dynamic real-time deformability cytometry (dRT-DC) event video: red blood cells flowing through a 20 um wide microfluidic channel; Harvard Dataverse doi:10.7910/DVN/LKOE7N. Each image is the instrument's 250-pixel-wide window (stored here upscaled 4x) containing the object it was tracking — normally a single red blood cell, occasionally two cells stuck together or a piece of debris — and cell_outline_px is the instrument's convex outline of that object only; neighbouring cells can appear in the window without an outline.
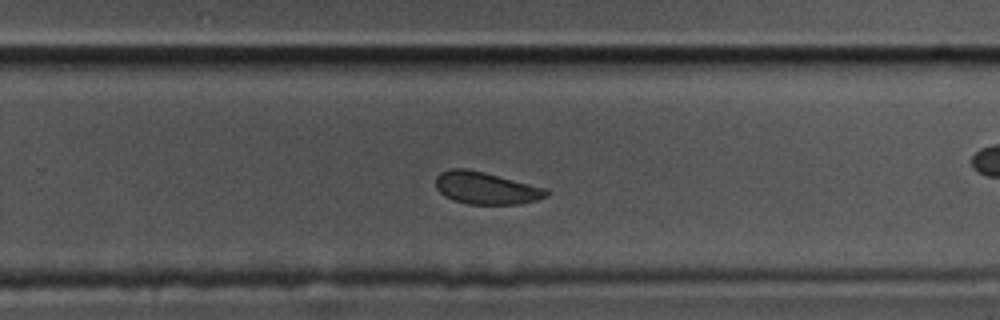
{"species": "common noctule bat (a hibernating species)", "species_latin": "Nyctalus noctula", "temperature_condition": "cold", "stored_images_in_passage": 38, "camera_frame_rate_fps": 3000, "um_per_image_px": 0.085, "animal": {"sex": "male", "body_mass_g": 17.5, "forearm_length_mm": 52.3}, "frame": {"image": 1, "passage_image": 27, "time_ms": 8.667, "image_size_px": [1000, 320], "cell_outline_px": [[548, 196], [536, 200], [516, 204], [468, 204], [452, 200], [444, 196], [436, 188], [436, 176], [440, 172], [452, 168], [468, 168], [548, 188]], "centroid_in_image_um": [41.3, 15.98], "position_along_channel_um": 288.5, "area_um2": 20.92}, "authors_computed_cell_mechanics": {"area_um2": 22.2241, "velocity_mm_per_s": 3.5241, "shape_relaxation_time_tau1_ms": 3.3176, "shape_relaxation_time_tau2_ms": 4.1752, "deformation_change_tau1": 0.0808, "deformation_change_tau2": 0.046}}